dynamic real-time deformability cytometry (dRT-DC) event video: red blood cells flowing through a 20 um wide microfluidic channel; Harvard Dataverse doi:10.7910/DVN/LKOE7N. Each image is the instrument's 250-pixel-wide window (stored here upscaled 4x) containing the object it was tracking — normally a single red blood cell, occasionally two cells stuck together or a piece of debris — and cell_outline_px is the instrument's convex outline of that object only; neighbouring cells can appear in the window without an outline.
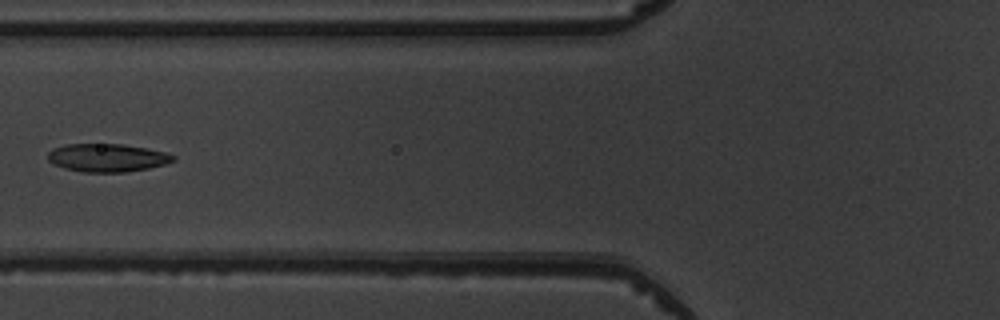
{"species": "common noctule bat (a hibernating species)", "species_latin": "Nyctalus noctula", "temperature_condition": "warm", "stored_images_in_passage": 6, "camera_frame_rate_fps": 3000, "um_per_image_px": 0.085, "animal": {"sex": "male", "body_mass_g": 19.5, "forearm_length_mm": 54.6}, "frame": {"image": 1, "passage_image": 6, "time_ms": 5.667, "image_size_px": [1000, 320], "cell_outline_px": [[176, 160], [164, 164], [148, 168], [124, 172], [84, 172], [64, 168], [52, 164], [48, 160], [48, 152], [52, 148], [64, 144], [120, 144], [144, 148], [164, 152], [176, 156]], "centroid_in_image_um": [9.07, 13.41], "position_along_channel_um": 116.7, "area_um2": 20.46}}